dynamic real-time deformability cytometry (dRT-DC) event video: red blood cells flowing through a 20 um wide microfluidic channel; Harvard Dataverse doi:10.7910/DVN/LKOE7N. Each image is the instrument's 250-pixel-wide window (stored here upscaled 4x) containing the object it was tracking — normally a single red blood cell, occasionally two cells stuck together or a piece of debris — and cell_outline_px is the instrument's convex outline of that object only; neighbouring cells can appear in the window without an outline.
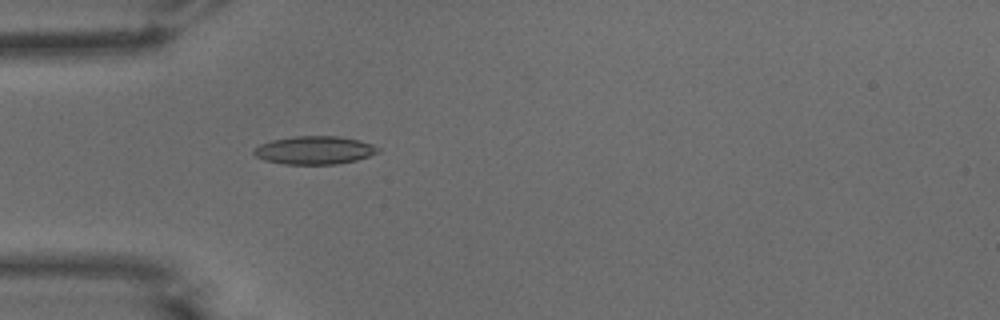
{"species": "common noctule bat (a hibernating species)", "species_latin": "Nyctalus noctula", "temperature_condition": "warm", "stored_images_in_passage": 52, "camera_frame_rate_fps": 3000, "um_per_image_px": 0.085, "animal": {"sex": "male", "body_mass_g": 15.6}, "frame": {"image": 1, "passage_image": 16, "time_ms": 5.0, "image_size_px": [1000, 320], "cell_outline_px": [[380, 152], [356, 160], [336, 164], [284, 164], [264, 160], [256, 156], [252, 152], [252, 148], [260, 144], [272, 140], [292, 136], [340, 136], [372, 144], [380, 148]], "centroid_in_image_um": [26.7, 12.76], "position_along_channel_um": 58.3, "area_um2": 20.4}}
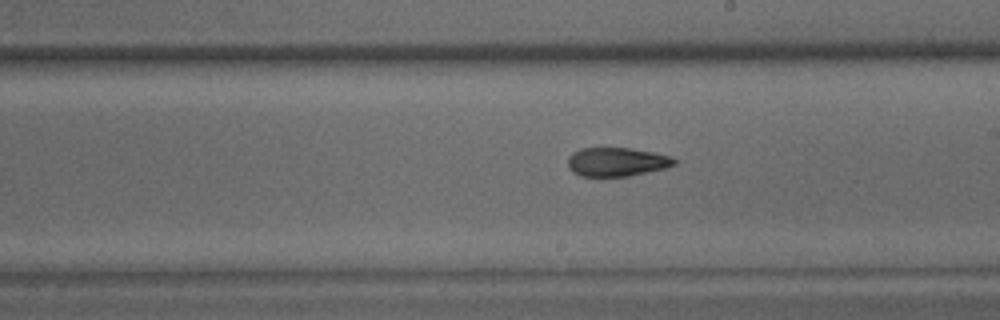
{"frame": {"image": 2, "passage_image": 30, "time_ms": 9.667, "image_size_px": [1000, 320], "cell_outline_px": [[676, 164], [664, 168], [628, 176], [580, 176], [572, 172], [568, 168], [568, 156], [572, 152], [580, 148], [632, 148], [656, 152], [668, 156], [676, 160]], "centroid_in_image_um": [52.38, 13.75], "position_along_channel_um": 236.6, "area_um2": 17.92}}
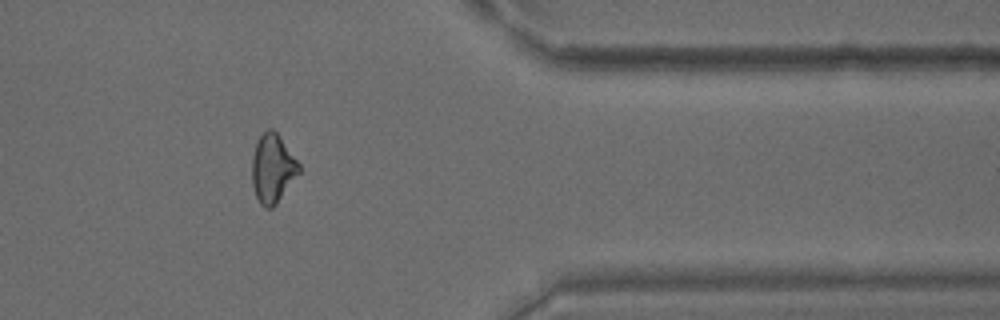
{"frame": {"image": 3, "passage_image": 43, "time_ms": 14.0, "image_size_px": [1000, 320], "cell_outline_px": [[300, 172], [276, 204], [272, 208], [264, 208], [260, 204], [256, 196], [252, 184], [252, 156], [256, 140], [268, 128], [272, 128], [280, 136], [300, 164]], "centroid_in_image_um": [23.16, 14.31], "position_along_channel_um": 388.2, "area_um2": 18.9}, "authors_computed_cell_mechanics": {"area_um2": 18.9006, "velocity_mm_per_s": 3.8952, "shape_relaxation_time_tau1_ms": null, "shape_relaxation_time_tau2_ms": 3.1552, "deformation_change_tau1": null, "deformation_change_tau2": 0.1093}}